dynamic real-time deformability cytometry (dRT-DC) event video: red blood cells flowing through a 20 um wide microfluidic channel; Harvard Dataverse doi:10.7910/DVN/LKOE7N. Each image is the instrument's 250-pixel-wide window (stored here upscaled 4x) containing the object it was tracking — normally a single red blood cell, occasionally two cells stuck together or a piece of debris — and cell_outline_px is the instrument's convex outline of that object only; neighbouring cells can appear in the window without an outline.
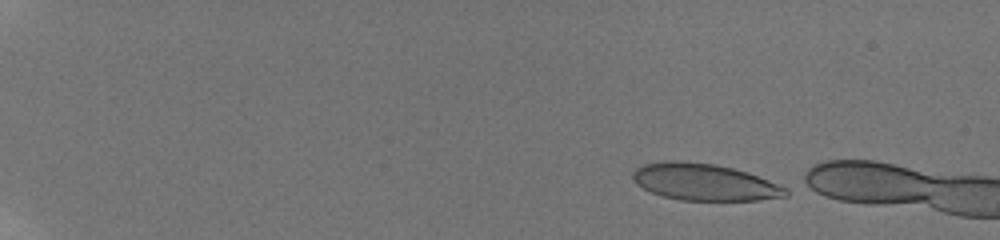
{"species": "human", "species_latin": "Homo sapiens", "temperature_condition": "room temperature", "stored_images_in_passage": 6, "camera_frame_rate_fps": 3000, "um_per_image_px": 0.085, "donor": {"sex": "male"}, "frame": {"image": 1, "passage_image": 1, "time_ms": 0.0, "image_size_px": [1000, 240], "cell_outline_px": [[788, 196], [756, 200], [680, 200], [664, 196], [652, 192], [636, 184], [632, 180], [632, 172], [636, 168], [644, 164], [664, 160], [680, 160], [716, 164], [748, 172], [788, 188]], "centroid_in_image_um": [59.85, 15.46], "position_along_channel_um": 25.1, "area_um2": 32.89}}